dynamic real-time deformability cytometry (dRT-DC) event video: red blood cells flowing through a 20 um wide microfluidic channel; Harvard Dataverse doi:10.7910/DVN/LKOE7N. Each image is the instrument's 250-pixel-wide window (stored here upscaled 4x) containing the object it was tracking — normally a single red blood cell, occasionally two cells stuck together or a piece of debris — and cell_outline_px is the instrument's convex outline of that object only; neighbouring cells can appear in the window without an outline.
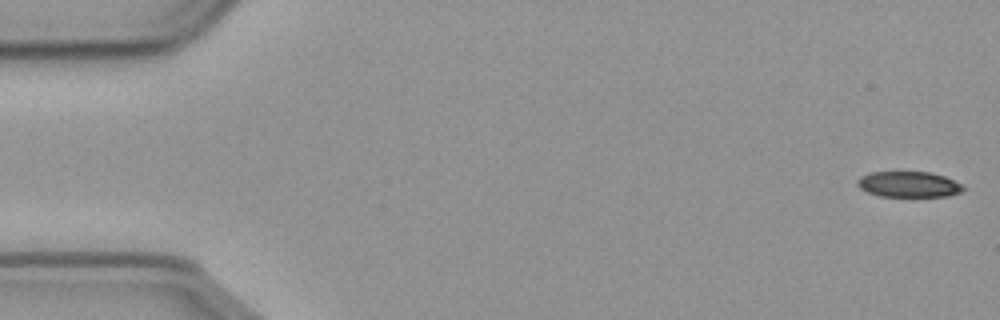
{"species": "common noctule bat (a hibernating species)", "species_latin": "Nyctalus noctula", "temperature_condition": "cold", "stored_images_in_passage": 56, "camera_frame_rate_fps": 3000, "um_per_image_px": 0.085, "animal": {"sex": "male", "body_mass_g": 23.1, "forearm_length_mm": 52.7}, "frame": {"image": 1, "passage_image": 1, "time_ms": 0.0, "image_size_px": [1000, 320], "cell_outline_px": [[964, 188], [960, 192], [948, 196], [880, 196], [868, 192], [860, 188], [856, 184], [856, 180], [860, 176], [872, 172], [932, 172], [944, 176], [960, 184]], "centroid_in_image_um": [77.2, 15.66], "position_along_channel_um": 7.8, "area_um2": 15.72}}
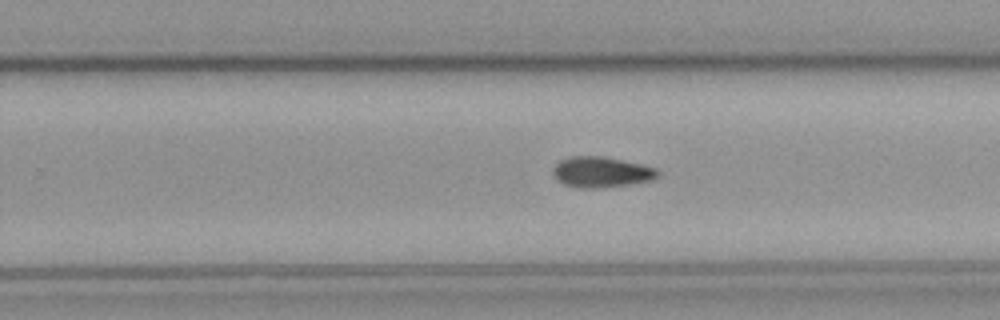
{"frame": {"image": 2, "passage_image": 35, "time_ms": 11.333, "image_size_px": [1000, 320], "cell_outline_px": [[660, 176], [652, 180], [632, 184], [596, 188], [580, 188], [564, 184], [556, 180], [552, 172], [552, 168], [560, 160], [572, 156], [604, 156], [640, 164], [656, 168], [660, 172]], "centroid_in_image_um": [51.11, 14.63], "position_along_channel_um": 278.7, "area_um2": 18.84}}
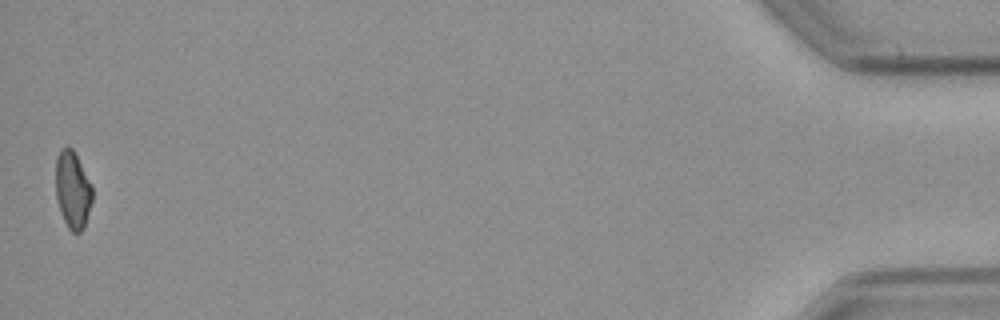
{"frame": {"image": 3, "passage_image": 56, "time_ms": 18.333, "image_size_px": [1000, 320], "cell_outline_px": [[92, 200], [84, 228], [80, 232], [72, 232], [68, 228], [60, 212], [56, 196], [56, 160], [60, 152], [64, 148], [72, 148], [92, 184]], "centroid_in_image_um": [6.18, 16.18], "position_along_channel_um": 429.0, "area_um2": 16.3}}